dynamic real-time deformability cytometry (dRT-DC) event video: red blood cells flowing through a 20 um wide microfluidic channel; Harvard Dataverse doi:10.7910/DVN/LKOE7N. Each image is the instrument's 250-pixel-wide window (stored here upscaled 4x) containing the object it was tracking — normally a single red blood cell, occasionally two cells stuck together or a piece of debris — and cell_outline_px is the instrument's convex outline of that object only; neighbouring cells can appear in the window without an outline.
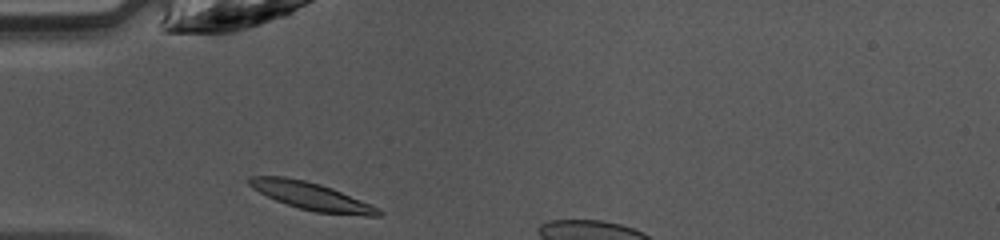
{"species": "common noctule bat (a hibernating species)", "species_latin": "Nyctalus noctula", "temperature_condition": "warm", "stored_images_in_passage": 5, "camera_frame_rate_fps": 3000, "um_per_image_px": 0.085, "animal": {"sex": "female", "body_mass_g": 10.0, "forearm_length_mm": 53.1}, "frame": {"image": 1, "passage_image": 1, "time_ms": 0.0, "image_size_px": [1000, 240], "cell_outline_px": [[384, 212], [380, 216], [364, 216], [316, 212], [300, 208], [276, 200], [252, 188], [248, 184], [248, 176], [284, 176], [304, 180], [320, 184], [332, 188], [372, 204], [380, 208]], "centroid_in_image_um": [26.52, 16.68], "position_along_channel_um": 58.5, "area_um2": 20.75}}